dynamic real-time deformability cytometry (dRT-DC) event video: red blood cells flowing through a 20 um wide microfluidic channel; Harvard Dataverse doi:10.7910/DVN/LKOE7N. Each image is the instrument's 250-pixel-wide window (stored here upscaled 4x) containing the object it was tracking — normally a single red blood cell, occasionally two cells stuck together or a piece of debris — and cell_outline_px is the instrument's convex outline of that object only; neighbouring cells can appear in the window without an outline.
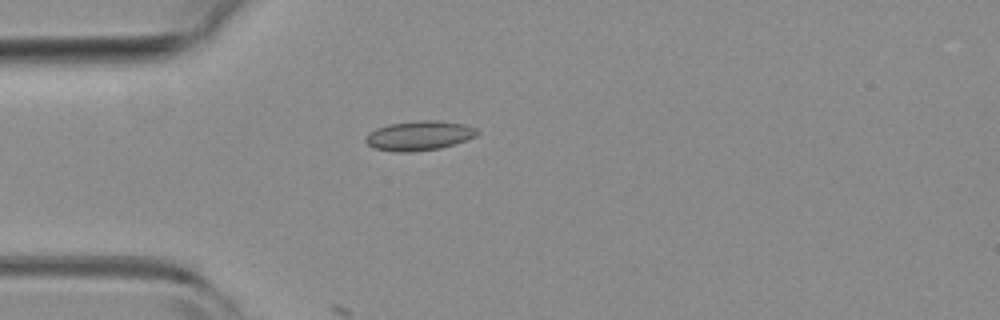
{"species": "common noctule bat (a hibernating species)", "species_latin": "Nyctalus noctula", "temperature_condition": "room temperature", "stored_images_in_passage": 4, "camera_frame_rate_fps": 3000, "um_per_image_px": 0.085, "animal": {"sex": "female", "body_mass_g": 19.3, "forearm_length_mm": 54.1}, "frame": {"image": 1, "passage_image": 4, "time_ms": 1.0, "image_size_px": [1000, 320], "cell_outline_px": [[480, 132], [476, 136], [456, 144], [440, 148], [412, 152], [396, 152], [376, 148], [368, 144], [364, 140], [364, 136], [368, 132], [376, 128], [388, 124], [420, 120], [436, 120], [464, 124], [476, 128]], "centroid_in_image_um": [35.63, 11.52], "position_along_channel_um": 49.4, "area_um2": 19.36}}